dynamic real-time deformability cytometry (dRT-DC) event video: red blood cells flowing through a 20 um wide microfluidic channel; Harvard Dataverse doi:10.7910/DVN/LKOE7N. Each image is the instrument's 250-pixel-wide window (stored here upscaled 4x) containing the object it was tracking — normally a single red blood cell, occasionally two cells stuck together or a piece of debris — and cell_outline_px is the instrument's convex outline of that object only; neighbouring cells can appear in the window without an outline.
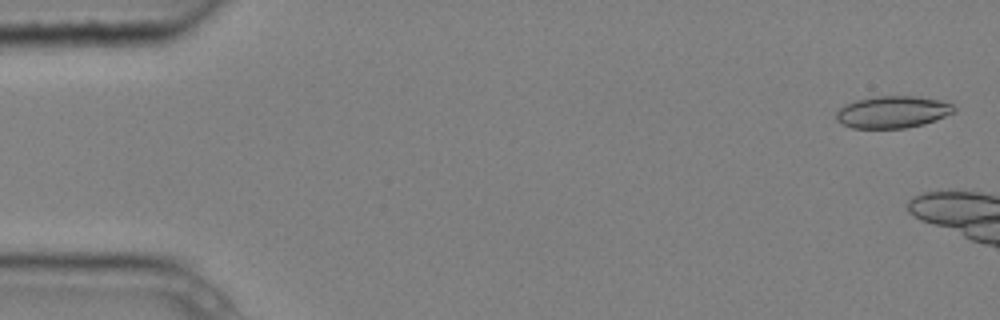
{"species": "common noctule bat (a hibernating species)", "species_latin": "Nyctalus noctula", "temperature_condition": "cold", "stored_images_in_passage": 2, "camera_frame_rate_fps": 3000, "um_per_image_px": 0.085, "animal": {"sex": "male", "body_mass_g": 20.4}, "frame": {"image": 1, "passage_image": 1, "time_ms": 0.0, "image_size_px": [1000, 320], "cell_outline_px": [[956, 112], [936, 120], [924, 124], [904, 128], [852, 128], [840, 124], [836, 120], [836, 112], [844, 104], [856, 100], [876, 96], [916, 96], [940, 100], [952, 104], [956, 108]], "centroid_in_image_um": [75.87, 9.52], "position_along_channel_um": 9.1, "area_um2": 22.2}}